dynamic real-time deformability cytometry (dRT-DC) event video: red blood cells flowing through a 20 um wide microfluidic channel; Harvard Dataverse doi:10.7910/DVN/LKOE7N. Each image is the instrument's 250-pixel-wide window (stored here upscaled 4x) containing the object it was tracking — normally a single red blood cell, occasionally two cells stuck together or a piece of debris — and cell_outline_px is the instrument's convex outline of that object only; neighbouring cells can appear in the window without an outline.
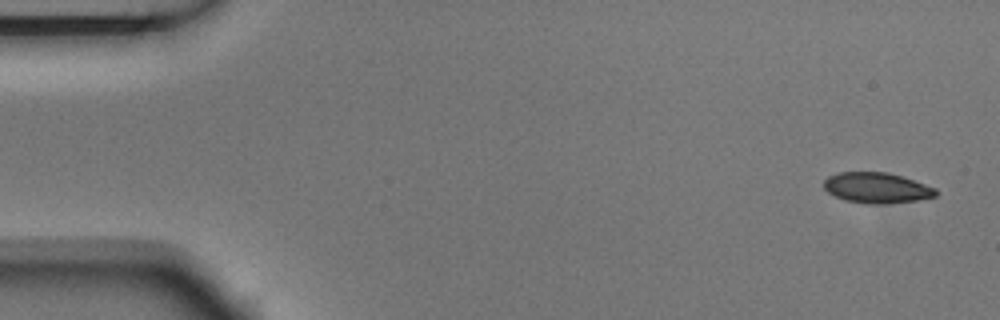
{"species": "Egyptian fruit bat (a non-hibernating species)", "species_latin": "Rousettus aegyptiacus", "temperature_condition": "room temperature", "stored_images_in_passage": 4, "camera_frame_rate_fps": 3000, "um_per_image_px": 0.085, "animal": {"sex": "male"}, "frame": {"image": 1, "passage_image": 1, "time_ms": 0.0, "image_size_px": [1000, 320], "cell_outline_px": [[936, 196], [920, 200], [884, 204], [868, 204], [844, 200], [828, 192], [824, 188], [824, 180], [828, 176], [840, 172], [888, 172], [936, 188]], "centroid_in_image_um": [74.51, 15.97], "position_along_channel_um": 10.5, "area_um2": 19.88}}
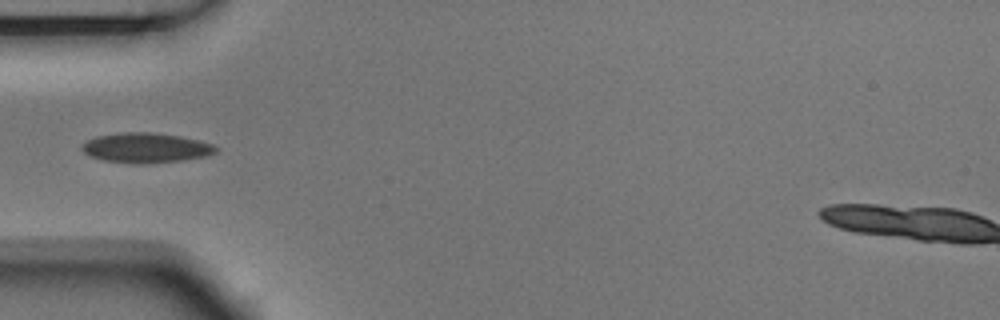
{"frame": {"image": 2, "passage_image": 4, "time_ms": 1.0, "image_size_px": [1000, 320], "cell_outline_px": [[216, 152], [208, 156], [184, 160], [148, 164], [136, 164], [104, 160], [92, 156], [84, 152], [80, 148], [88, 140], [96, 136], [124, 132], [148, 132], [180, 136], [212, 144], [216, 148]], "centroid_in_image_um": [12.41, 12.57], "position_along_channel_um": 72.6, "area_um2": 23.18}}